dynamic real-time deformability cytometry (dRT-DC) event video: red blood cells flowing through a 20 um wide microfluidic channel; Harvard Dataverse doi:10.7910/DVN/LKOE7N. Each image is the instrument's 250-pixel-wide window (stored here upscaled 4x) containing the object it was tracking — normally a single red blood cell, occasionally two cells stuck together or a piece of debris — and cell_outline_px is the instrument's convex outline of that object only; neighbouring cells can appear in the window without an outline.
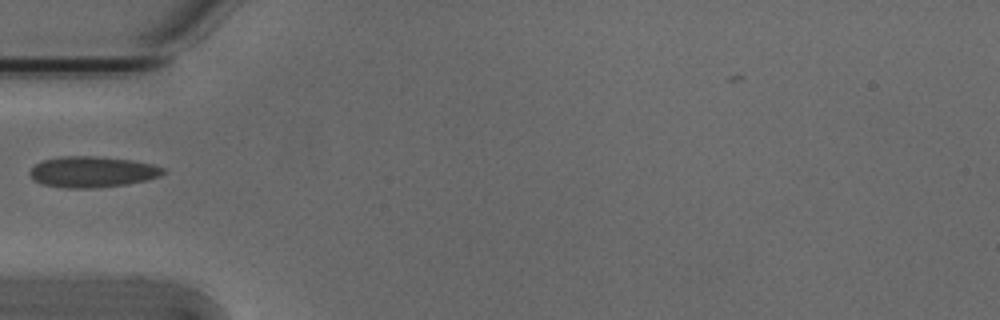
{"species": "Egyptian fruit bat (a non-hibernating species)", "species_latin": "Rousettus aegyptiacus", "temperature_condition": "cold", "stored_images_in_passage": 18, "camera_frame_rate_fps": 3000, "um_per_image_px": 0.085, "animal": {"sex": "male"}, "frame": {"image": 1, "passage_image": 1, "time_ms": 0.0, "image_size_px": [1000, 320], "cell_outline_px": [[168, 172], [160, 176], [128, 184], [100, 188], [64, 188], [44, 184], [36, 180], [28, 172], [36, 164], [44, 160], [60, 156], [100, 156], [132, 160], [152, 164], [164, 168]], "centroid_in_image_um": [7.89, 14.6], "position_along_channel_um": 77.1, "area_um2": 24.1}}